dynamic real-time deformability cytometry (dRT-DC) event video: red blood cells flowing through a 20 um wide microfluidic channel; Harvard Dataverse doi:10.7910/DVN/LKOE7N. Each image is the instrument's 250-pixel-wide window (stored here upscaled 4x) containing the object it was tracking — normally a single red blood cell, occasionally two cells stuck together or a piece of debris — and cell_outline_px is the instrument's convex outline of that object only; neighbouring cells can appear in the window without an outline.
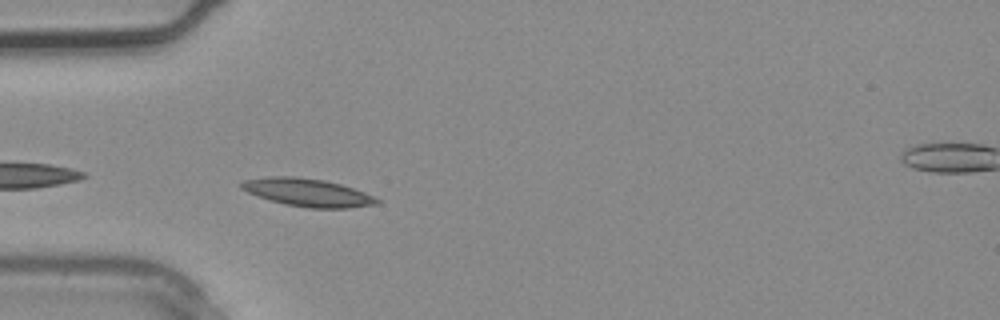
{"species": "common noctule bat (a hibernating species)", "species_latin": "Nyctalus noctula", "temperature_condition": "warm", "stored_images_in_passage": 4, "camera_frame_rate_fps": 3000, "um_per_image_px": 0.085, "animal": {"sex": "male", "body_mass_g": 20.4}, "frame": {"image": 1, "passage_image": 3, "time_ms": 0.667, "image_size_px": [1000, 320], "cell_outline_px": [[380, 204], [348, 208], [308, 208], [284, 204], [248, 192], [240, 188], [240, 184], [244, 180], [268, 176], [292, 176], [324, 180], [340, 184], [364, 192], [380, 200]], "centroid_in_image_um": [26.16, 16.36], "position_along_channel_um": 58.8, "area_um2": 21.85}}